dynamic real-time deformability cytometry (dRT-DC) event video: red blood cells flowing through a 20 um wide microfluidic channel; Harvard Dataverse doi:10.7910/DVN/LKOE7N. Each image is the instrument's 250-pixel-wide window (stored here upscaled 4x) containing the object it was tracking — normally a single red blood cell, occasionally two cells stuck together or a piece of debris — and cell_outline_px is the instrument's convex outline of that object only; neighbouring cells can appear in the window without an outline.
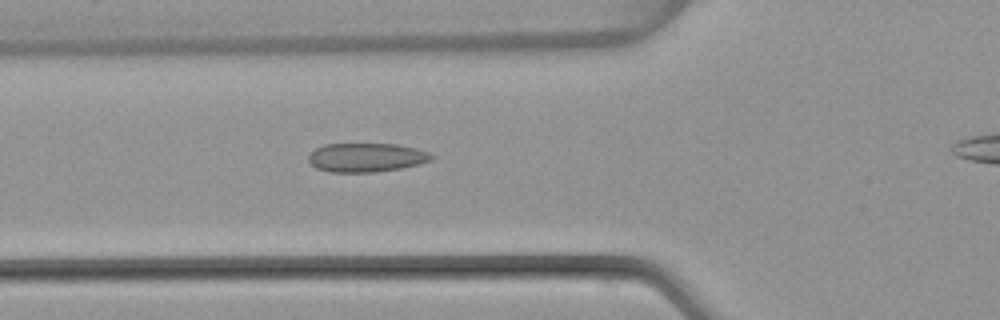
{"species": "common noctule bat (a hibernating species)", "species_latin": "Nyctalus noctula", "temperature_condition": "warm", "stored_images_in_passage": 42, "camera_frame_rate_fps": 3000, "um_per_image_px": 0.085, "animal": {"sex": "female", "body_mass_g": 22.7, "forearm_length_mm": 54.2}, "frame": {"image": 1, "passage_image": 15, "time_ms": 4.667, "image_size_px": [1000, 320], "cell_outline_px": [[436, 156], [432, 160], [400, 168], [372, 172], [328, 172], [316, 168], [308, 160], [308, 156], [316, 148], [324, 144], [400, 144], [416, 148], [428, 152]], "centroid_in_image_um": [31.14, 13.38], "position_along_channel_um": 94.7, "area_um2": 20.69}}
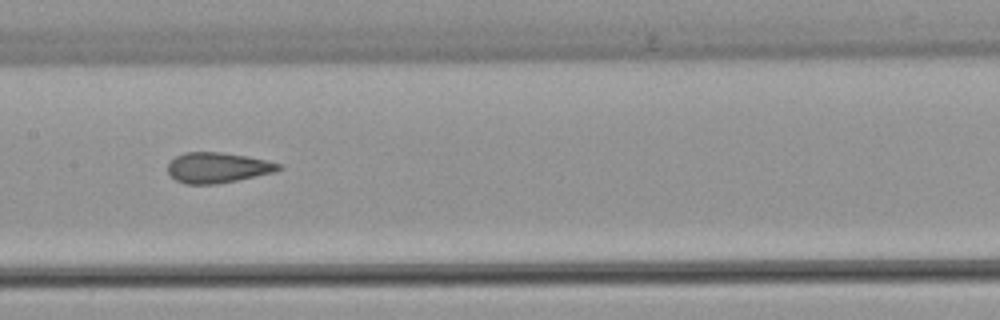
{"frame": {"image": 2, "passage_image": 22, "time_ms": 7.0, "image_size_px": [1000, 320], "cell_outline_px": [[284, 168], [272, 172], [236, 180], [216, 184], [184, 184], [176, 180], [168, 172], [168, 164], [176, 156], [184, 152], [220, 152], [248, 156], [268, 160], [284, 164]], "centroid_in_image_um": [18.52, 14.24], "position_along_channel_um": 188.9, "area_um2": 19.65}}
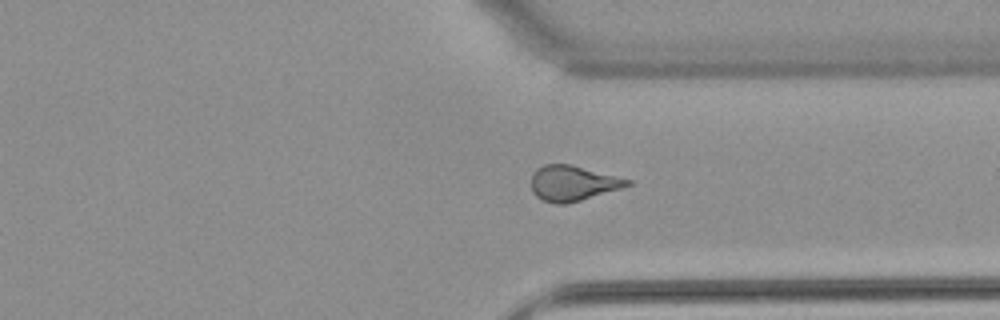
{"frame": {"image": 3, "passage_image": 35, "time_ms": 11.333, "image_size_px": [1000, 320], "cell_outline_px": [[632, 184], [620, 188], [580, 200], [564, 204], [556, 204], [544, 200], [536, 196], [532, 192], [532, 172], [536, 168], [544, 164], [572, 164], [632, 180]], "centroid_in_image_um": [48.66, 15.55], "position_along_channel_um": 362.7, "area_um2": 19.65}, "authors_computed_cell_mechanics": {"area_um2": 19.9988, "velocity_mm_per_s": 4.0172, "shape_relaxation_time_tau1_ms": null, "shape_relaxation_time_tau2_ms": 1.479, "deformation_change_tau1": null, "deformation_change_tau2": 0.0782}}